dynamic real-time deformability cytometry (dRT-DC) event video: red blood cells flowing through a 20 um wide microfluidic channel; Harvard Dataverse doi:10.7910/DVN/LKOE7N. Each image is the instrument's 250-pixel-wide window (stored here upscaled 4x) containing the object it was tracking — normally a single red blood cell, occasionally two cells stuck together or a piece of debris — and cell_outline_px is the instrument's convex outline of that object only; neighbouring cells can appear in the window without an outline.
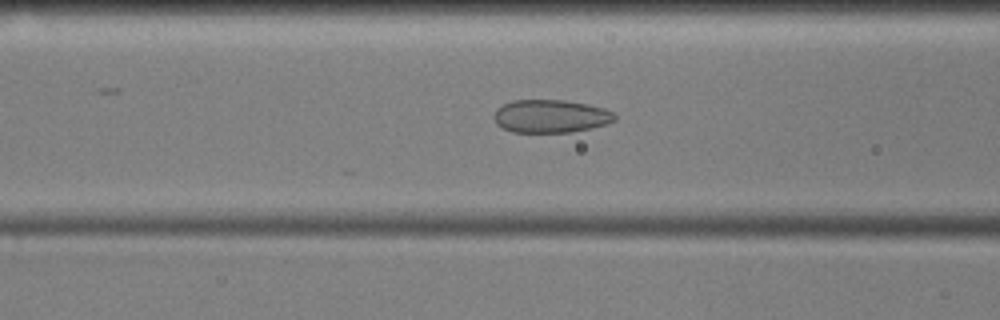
{"species": "common noctule bat (a hibernating species)", "species_latin": "Nyctalus noctula", "temperature_condition": "cold", "stored_images_in_passage": 50, "camera_frame_rate_fps": 3000, "um_per_image_px": 0.085, "animal": {"sex": "male", "body_mass_g": 17.9, "forearm_length_mm": 54.2}, "frame": {"image": 1, "passage_image": 21, "time_ms": 6.667, "image_size_px": [1000, 320], "cell_outline_px": [[616, 120], [608, 124], [592, 128], [572, 132], [512, 132], [496, 124], [492, 116], [496, 108], [512, 100], [564, 100], [588, 104], [604, 108], [612, 112], [616, 116]], "centroid_in_image_um": [46.8, 9.88], "position_along_channel_um": 119.8, "area_um2": 23.47}}
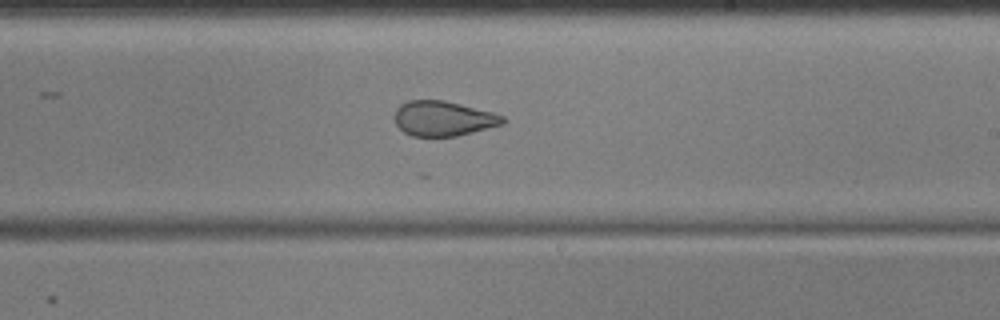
{"frame": {"image": 2, "passage_image": 32, "time_ms": 10.333, "image_size_px": [1000, 320], "cell_outline_px": [[508, 120], [504, 124], [456, 136], [412, 136], [404, 132], [396, 124], [392, 116], [396, 108], [400, 104], [408, 100], [444, 100], [492, 112], [504, 116]], "centroid_in_image_um": [37.66, 10.07], "position_along_channel_um": 251.3, "area_um2": 22.2}}
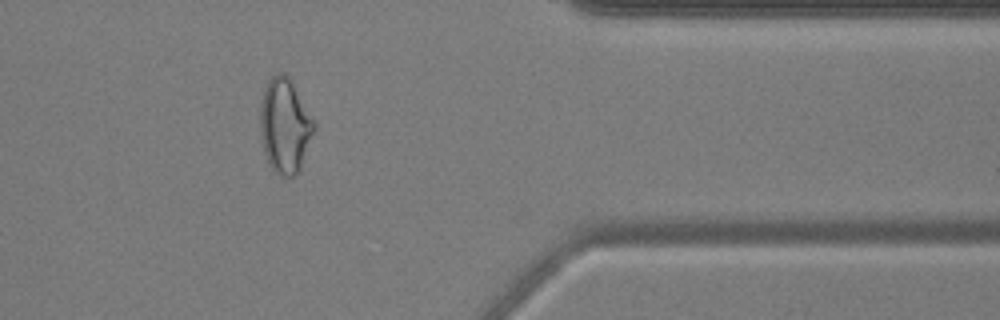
{"frame": {"image": 3, "passage_image": 45, "time_ms": 14.667, "image_size_px": [1000, 320], "cell_outline_px": [[316, 128], [300, 168], [292, 176], [284, 180], [268, 164], [264, 152], [260, 128], [260, 108], [264, 88], [268, 80], [276, 72], [284, 72], [288, 76], [316, 120]], "centroid_in_image_um": [24.23, 10.68], "position_along_channel_um": 387.2, "area_um2": 30.06}, "authors_computed_cell_mechanics": {"area_um2": 25.3164, "velocity_mm_per_s": 3.5912, "shape_relaxation_time_tau1_ms": null, "shape_relaxation_time_tau2_ms": 2.3474, "deformation_change_tau1": null, "deformation_change_tau2": 0.0871}}